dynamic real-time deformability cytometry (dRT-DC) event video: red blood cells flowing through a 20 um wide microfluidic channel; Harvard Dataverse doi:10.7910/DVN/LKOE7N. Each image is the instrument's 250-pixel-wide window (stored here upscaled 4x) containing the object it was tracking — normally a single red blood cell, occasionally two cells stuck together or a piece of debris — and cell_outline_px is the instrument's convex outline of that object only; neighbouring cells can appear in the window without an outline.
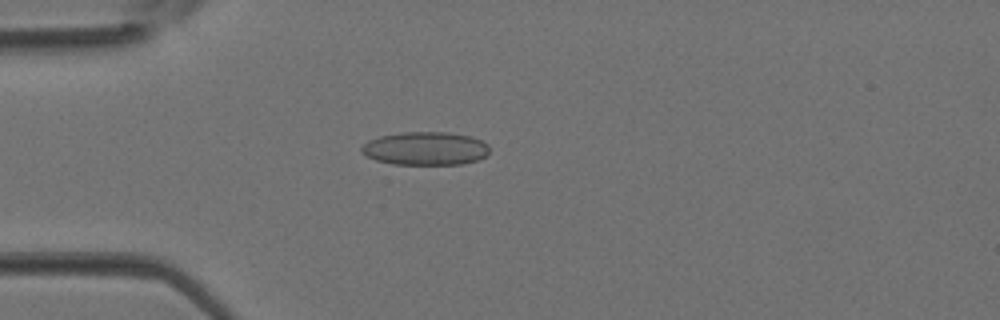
{"species": "Egyptian fruit bat (a non-hibernating species)", "species_latin": "Rousettus aegyptiacus", "temperature_condition": "room temperature", "stored_images_in_passage": 4, "camera_frame_rate_fps": 3000, "um_per_image_px": 0.085, "animal": {"sex": "female"}, "frame": {"image": 1, "passage_image": 4, "time_ms": 1.0, "image_size_px": [1000, 320], "cell_outline_px": [[488, 152], [480, 160], [464, 164], [392, 164], [376, 160], [360, 152], [360, 148], [368, 140], [380, 136], [400, 132], [444, 132], [472, 136], [488, 144]], "centroid_in_image_um": [36.15, 12.62], "position_along_channel_um": 48.8, "area_um2": 24.91}}